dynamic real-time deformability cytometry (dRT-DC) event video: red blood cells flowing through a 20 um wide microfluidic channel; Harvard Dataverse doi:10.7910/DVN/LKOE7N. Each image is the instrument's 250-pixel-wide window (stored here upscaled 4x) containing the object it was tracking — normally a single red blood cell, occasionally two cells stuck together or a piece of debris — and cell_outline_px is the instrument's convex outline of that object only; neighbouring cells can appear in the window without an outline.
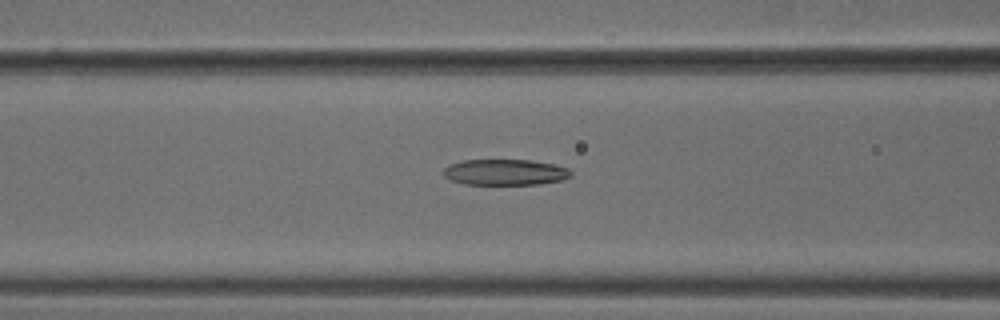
{"species": "common noctule bat (a hibernating species)", "species_latin": "Nyctalus noctula", "temperature_condition": "cold", "stored_images_in_passage": 49, "camera_frame_rate_fps": 3000, "um_per_image_px": 0.085, "animal": {"sex": "male", "body_mass_g": 18.8}, "frame": {"image": 1, "passage_image": 22, "time_ms": 7.0, "image_size_px": [1000, 320], "cell_outline_px": [[572, 176], [564, 180], [540, 184], [464, 184], [452, 180], [444, 176], [444, 168], [448, 164], [464, 160], [532, 160], [556, 164], [568, 168], [572, 172]], "centroid_in_image_um": [42.99, 14.63], "position_along_channel_um": 123.6, "area_um2": 19.42}}
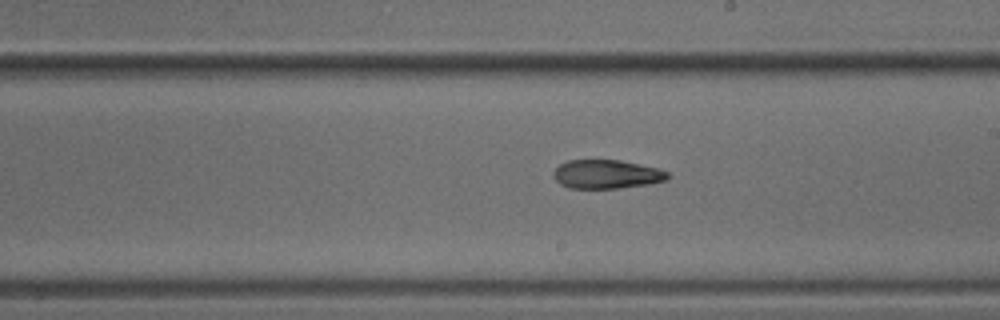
{"frame": {"image": 2, "passage_image": 31, "time_ms": 10.0, "image_size_px": [1000, 320], "cell_outline_px": [[672, 176], [668, 180], [652, 184], [620, 188], [568, 188], [560, 184], [552, 176], [552, 172], [560, 164], [568, 160], [620, 160], [656, 168], [668, 172]], "centroid_in_image_um": [51.58, 14.82], "position_along_channel_um": 237.4, "area_um2": 19.36}}
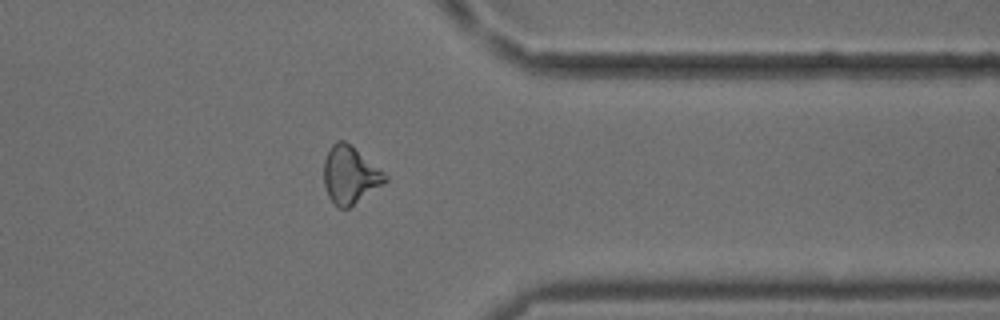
{"frame": {"image": 3, "passage_image": 43, "time_ms": 14.0, "image_size_px": [1000, 320], "cell_outline_px": [[388, 180], [384, 184], [348, 208], [340, 208], [328, 196], [324, 188], [324, 160], [332, 144], [336, 140], [344, 140], [352, 144], [384, 172], [388, 176]], "centroid_in_image_um": [29.76, 14.84], "position_along_channel_um": 381.6, "area_um2": 20.58}}